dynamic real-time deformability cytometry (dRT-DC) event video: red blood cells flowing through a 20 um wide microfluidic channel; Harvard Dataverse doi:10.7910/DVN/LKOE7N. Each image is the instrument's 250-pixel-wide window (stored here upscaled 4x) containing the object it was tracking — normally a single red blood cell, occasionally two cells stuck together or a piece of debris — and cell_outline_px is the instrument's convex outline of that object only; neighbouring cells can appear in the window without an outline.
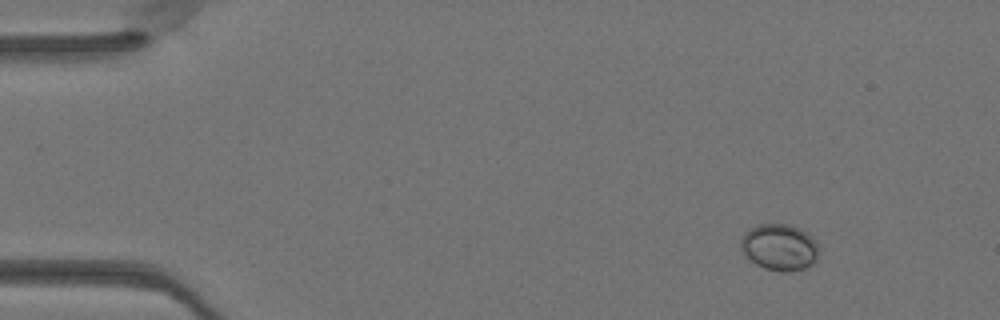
{"species": "Egyptian fruit bat (a non-hibernating species)", "species_latin": "Rousettus aegyptiacus", "temperature_condition": "warm", "stored_images_in_passage": 50, "camera_frame_rate_fps": 3000, "um_per_image_px": 0.085, "animal": {"sex": "female"}, "frame": {"image": 1, "passage_image": 6, "time_ms": 1.667, "image_size_px": [1000, 320], "cell_outline_px": [[820, 252], [816, 264], [804, 268], [788, 272], [780, 272], [764, 268], [756, 264], [744, 256], [740, 244], [740, 236], [744, 232], [760, 224], [792, 224], [800, 228], [816, 244]], "centroid_in_image_um": [66.24, 21.03], "position_along_channel_um": 18.8, "area_um2": 21.39}}
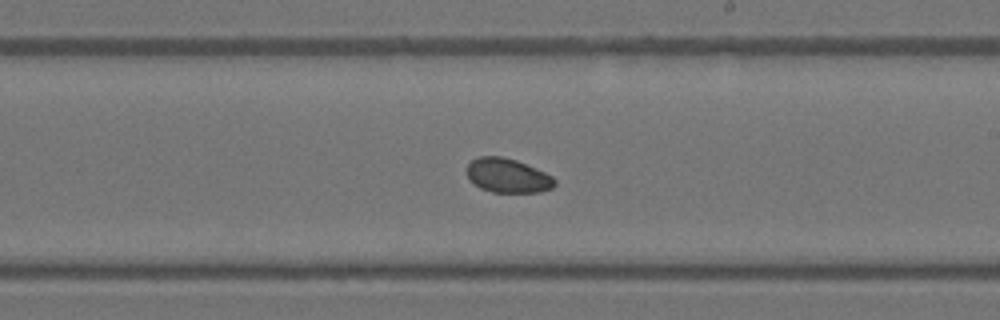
{"frame": {"image": 2, "passage_image": 30, "time_ms": 9.667, "image_size_px": [1000, 320], "cell_outline_px": [[556, 184], [552, 188], [540, 192], [492, 192], [480, 188], [468, 176], [468, 164], [472, 160], [480, 156], [500, 156], [516, 160], [536, 168], [552, 176], [556, 180]], "centroid_in_image_um": [43.19, 14.93], "position_along_channel_um": 245.8, "area_um2": 17.34}}
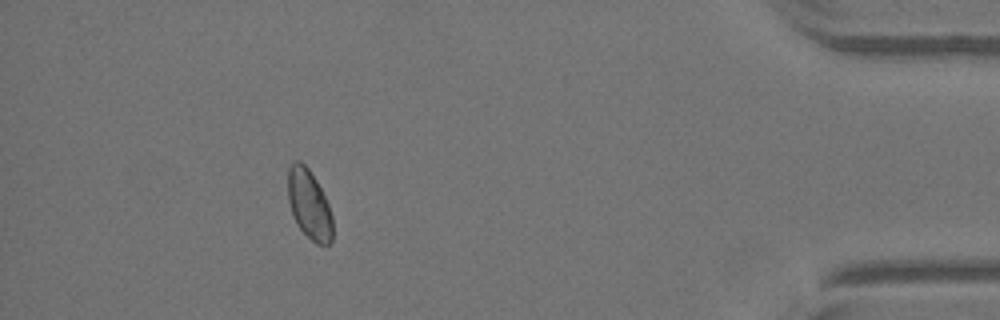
{"frame": {"image": 3, "passage_image": 46, "time_ms": 15.0, "image_size_px": [1000, 320], "cell_outline_px": [[332, 240], [328, 244], [316, 244], [296, 224], [288, 200], [288, 168], [296, 160], [300, 160], [308, 168], [316, 180], [328, 204], [332, 216]], "centroid_in_image_um": [26.27, 17.36], "position_along_channel_um": 408.9, "area_um2": 17.86}, "authors_computed_cell_mechanics": {"area_um2": 17.8602, "velocity_mm_per_s": 4.0582, "shape_relaxation_time_tau1_ms": null, "shape_relaxation_time_tau2_ms": 6.7256, "deformation_change_tau1": null, "deformation_change_tau2": 0.0636}}